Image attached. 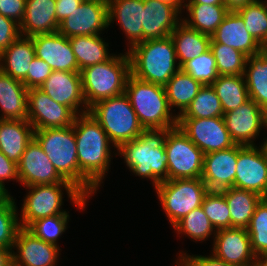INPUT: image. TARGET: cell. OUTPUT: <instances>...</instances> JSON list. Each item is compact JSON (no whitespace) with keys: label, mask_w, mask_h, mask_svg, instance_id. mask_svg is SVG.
<instances>
[{"label":"cell","mask_w":267,"mask_h":266,"mask_svg":"<svg viewBox=\"0 0 267 266\" xmlns=\"http://www.w3.org/2000/svg\"><path fill=\"white\" fill-rule=\"evenodd\" d=\"M224 111L211 85H203L187 109L178 118H213L221 117Z\"/></svg>","instance_id":"obj_36"},{"label":"cell","mask_w":267,"mask_h":266,"mask_svg":"<svg viewBox=\"0 0 267 266\" xmlns=\"http://www.w3.org/2000/svg\"><path fill=\"white\" fill-rule=\"evenodd\" d=\"M82 92L90 109L99 101L125 93L130 71V58L125 54H114L109 60L86 67L80 71Z\"/></svg>","instance_id":"obj_6"},{"label":"cell","mask_w":267,"mask_h":266,"mask_svg":"<svg viewBox=\"0 0 267 266\" xmlns=\"http://www.w3.org/2000/svg\"><path fill=\"white\" fill-rule=\"evenodd\" d=\"M211 86L224 113L235 110L250 99L244 75H219Z\"/></svg>","instance_id":"obj_35"},{"label":"cell","mask_w":267,"mask_h":266,"mask_svg":"<svg viewBox=\"0 0 267 266\" xmlns=\"http://www.w3.org/2000/svg\"><path fill=\"white\" fill-rule=\"evenodd\" d=\"M224 5L228 11H238L242 7L246 6L248 3H251L255 0H223Z\"/></svg>","instance_id":"obj_52"},{"label":"cell","mask_w":267,"mask_h":266,"mask_svg":"<svg viewBox=\"0 0 267 266\" xmlns=\"http://www.w3.org/2000/svg\"><path fill=\"white\" fill-rule=\"evenodd\" d=\"M27 105V121L34 130L70 127L77 116L69 107L57 103L39 88L28 89Z\"/></svg>","instance_id":"obj_12"},{"label":"cell","mask_w":267,"mask_h":266,"mask_svg":"<svg viewBox=\"0 0 267 266\" xmlns=\"http://www.w3.org/2000/svg\"><path fill=\"white\" fill-rule=\"evenodd\" d=\"M10 195L0 202V247L13 249L21 226L15 200Z\"/></svg>","instance_id":"obj_40"},{"label":"cell","mask_w":267,"mask_h":266,"mask_svg":"<svg viewBox=\"0 0 267 266\" xmlns=\"http://www.w3.org/2000/svg\"><path fill=\"white\" fill-rule=\"evenodd\" d=\"M238 160V144L233 147L204 154L201 179L209 191L234 187Z\"/></svg>","instance_id":"obj_21"},{"label":"cell","mask_w":267,"mask_h":266,"mask_svg":"<svg viewBox=\"0 0 267 266\" xmlns=\"http://www.w3.org/2000/svg\"><path fill=\"white\" fill-rule=\"evenodd\" d=\"M83 0H56V18L58 24L78 9Z\"/></svg>","instance_id":"obj_50"},{"label":"cell","mask_w":267,"mask_h":266,"mask_svg":"<svg viewBox=\"0 0 267 266\" xmlns=\"http://www.w3.org/2000/svg\"><path fill=\"white\" fill-rule=\"evenodd\" d=\"M34 138L33 126L27 120L2 119L0 122V151L18 164L27 144Z\"/></svg>","instance_id":"obj_27"},{"label":"cell","mask_w":267,"mask_h":266,"mask_svg":"<svg viewBox=\"0 0 267 266\" xmlns=\"http://www.w3.org/2000/svg\"><path fill=\"white\" fill-rule=\"evenodd\" d=\"M187 4L224 5L223 0H187Z\"/></svg>","instance_id":"obj_53"},{"label":"cell","mask_w":267,"mask_h":266,"mask_svg":"<svg viewBox=\"0 0 267 266\" xmlns=\"http://www.w3.org/2000/svg\"><path fill=\"white\" fill-rule=\"evenodd\" d=\"M13 250L0 247V266H13Z\"/></svg>","instance_id":"obj_51"},{"label":"cell","mask_w":267,"mask_h":266,"mask_svg":"<svg viewBox=\"0 0 267 266\" xmlns=\"http://www.w3.org/2000/svg\"><path fill=\"white\" fill-rule=\"evenodd\" d=\"M169 130H144L139 137L117 147V153L123 156L127 167L136 176L151 179L154 188L168 180L165 141Z\"/></svg>","instance_id":"obj_2"},{"label":"cell","mask_w":267,"mask_h":266,"mask_svg":"<svg viewBox=\"0 0 267 266\" xmlns=\"http://www.w3.org/2000/svg\"><path fill=\"white\" fill-rule=\"evenodd\" d=\"M39 89L76 115L89 112L83 97L80 72L52 71ZM80 105L83 109H79Z\"/></svg>","instance_id":"obj_18"},{"label":"cell","mask_w":267,"mask_h":266,"mask_svg":"<svg viewBox=\"0 0 267 266\" xmlns=\"http://www.w3.org/2000/svg\"><path fill=\"white\" fill-rule=\"evenodd\" d=\"M179 259L176 266H231L223 260L216 258L213 254L210 256L188 255L184 252L179 253Z\"/></svg>","instance_id":"obj_47"},{"label":"cell","mask_w":267,"mask_h":266,"mask_svg":"<svg viewBox=\"0 0 267 266\" xmlns=\"http://www.w3.org/2000/svg\"><path fill=\"white\" fill-rule=\"evenodd\" d=\"M201 207L216 231L231 228L229 207L220 191H209L204 196Z\"/></svg>","instance_id":"obj_42"},{"label":"cell","mask_w":267,"mask_h":266,"mask_svg":"<svg viewBox=\"0 0 267 266\" xmlns=\"http://www.w3.org/2000/svg\"><path fill=\"white\" fill-rule=\"evenodd\" d=\"M125 94L144 130L178 126V115L171 112L164 86L139 80L130 74Z\"/></svg>","instance_id":"obj_5"},{"label":"cell","mask_w":267,"mask_h":266,"mask_svg":"<svg viewBox=\"0 0 267 266\" xmlns=\"http://www.w3.org/2000/svg\"><path fill=\"white\" fill-rule=\"evenodd\" d=\"M62 187V188H61ZM64 187V188H63ZM29 193L25 196L21 209L20 226L27 228L32 222L48 216L68 214L61 210L63 204V192L65 189L71 203L77 209H84L88 196L84 195L72 183H55L45 185H31L26 187Z\"/></svg>","instance_id":"obj_7"},{"label":"cell","mask_w":267,"mask_h":266,"mask_svg":"<svg viewBox=\"0 0 267 266\" xmlns=\"http://www.w3.org/2000/svg\"><path fill=\"white\" fill-rule=\"evenodd\" d=\"M177 234H184L191 240L205 241L210 235L216 234V229L210 223L202 207H198L179 220L174 226ZM214 231V232H213Z\"/></svg>","instance_id":"obj_39"},{"label":"cell","mask_w":267,"mask_h":266,"mask_svg":"<svg viewBox=\"0 0 267 266\" xmlns=\"http://www.w3.org/2000/svg\"><path fill=\"white\" fill-rule=\"evenodd\" d=\"M9 193H7L5 190H3L0 187V202L8 195Z\"/></svg>","instance_id":"obj_57"},{"label":"cell","mask_w":267,"mask_h":266,"mask_svg":"<svg viewBox=\"0 0 267 266\" xmlns=\"http://www.w3.org/2000/svg\"><path fill=\"white\" fill-rule=\"evenodd\" d=\"M255 266H267V253L256 257Z\"/></svg>","instance_id":"obj_54"},{"label":"cell","mask_w":267,"mask_h":266,"mask_svg":"<svg viewBox=\"0 0 267 266\" xmlns=\"http://www.w3.org/2000/svg\"><path fill=\"white\" fill-rule=\"evenodd\" d=\"M263 140H265V141H263L264 143L261 144V148H262V150L266 156V159H267V138L266 139L264 138Z\"/></svg>","instance_id":"obj_56"},{"label":"cell","mask_w":267,"mask_h":266,"mask_svg":"<svg viewBox=\"0 0 267 266\" xmlns=\"http://www.w3.org/2000/svg\"><path fill=\"white\" fill-rule=\"evenodd\" d=\"M212 254L231 266H255L250 237L245 228H226L216 231Z\"/></svg>","instance_id":"obj_17"},{"label":"cell","mask_w":267,"mask_h":266,"mask_svg":"<svg viewBox=\"0 0 267 266\" xmlns=\"http://www.w3.org/2000/svg\"><path fill=\"white\" fill-rule=\"evenodd\" d=\"M165 152L168 155V180L201 178L204 153L178 126L168 131Z\"/></svg>","instance_id":"obj_10"},{"label":"cell","mask_w":267,"mask_h":266,"mask_svg":"<svg viewBox=\"0 0 267 266\" xmlns=\"http://www.w3.org/2000/svg\"><path fill=\"white\" fill-rule=\"evenodd\" d=\"M26 0H0V14L21 24L25 14Z\"/></svg>","instance_id":"obj_48"},{"label":"cell","mask_w":267,"mask_h":266,"mask_svg":"<svg viewBox=\"0 0 267 266\" xmlns=\"http://www.w3.org/2000/svg\"><path fill=\"white\" fill-rule=\"evenodd\" d=\"M89 113L99 122L115 148L139 137L144 131L125 93L97 102Z\"/></svg>","instance_id":"obj_8"},{"label":"cell","mask_w":267,"mask_h":266,"mask_svg":"<svg viewBox=\"0 0 267 266\" xmlns=\"http://www.w3.org/2000/svg\"><path fill=\"white\" fill-rule=\"evenodd\" d=\"M236 12L243 18L250 35L267 48V5L264 1L255 0Z\"/></svg>","instance_id":"obj_37"},{"label":"cell","mask_w":267,"mask_h":266,"mask_svg":"<svg viewBox=\"0 0 267 266\" xmlns=\"http://www.w3.org/2000/svg\"><path fill=\"white\" fill-rule=\"evenodd\" d=\"M163 1L169 2L171 4H175L180 10H184L183 9V6H184L183 3L186 2V0H163Z\"/></svg>","instance_id":"obj_55"},{"label":"cell","mask_w":267,"mask_h":266,"mask_svg":"<svg viewBox=\"0 0 267 266\" xmlns=\"http://www.w3.org/2000/svg\"><path fill=\"white\" fill-rule=\"evenodd\" d=\"M19 36H21L19 24L0 14V54Z\"/></svg>","instance_id":"obj_46"},{"label":"cell","mask_w":267,"mask_h":266,"mask_svg":"<svg viewBox=\"0 0 267 266\" xmlns=\"http://www.w3.org/2000/svg\"><path fill=\"white\" fill-rule=\"evenodd\" d=\"M202 86L191 75L179 69L164 86L170 109L177 107L180 110L177 114L181 115Z\"/></svg>","instance_id":"obj_34"},{"label":"cell","mask_w":267,"mask_h":266,"mask_svg":"<svg viewBox=\"0 0 267 266\" xmlns=\"http://www.w3.org/2000/svg\"><path fill=\"white\" fill-rule=\"evenodd\" d=\"M34 138L65 180L71 182L88 197L98 190L79 169L73 125L34 130Z\"/></svg>","instance_id":"obj_3"},{"label":"cell","mask_w":267,"mask_h":266,"mask_svg":"<svg viewBox=\"0 0 267 266\" xmlns=\"http://www.w3.org/2000/svg\"><path fill=\"white\" fill-rule=\"evenodd\" d=\"M16 180L19 182L18 166L16 163L10 161L1 151H0V187L8 193L5 188L4 181Z\"/></svg>","instance_id":"obj_49"},{"label":"cell","mask_w":267,"mask_h":266,"mask_svg":"<svg viewBox=\"0 0 267 266\" xmlns=\"http://www.w3.org/2000/svg\"><path fill=\"white\" fill-rule=\"evenodd\" d=\"M108 25L117 20L131 48L143 41L144 0H107Z\"/></svg>","instance_id":"obj_24"},{"label":"cell","mask_w":267,"mask_h":266,"mask_svg":"<svg viewBox=\"0 0 267 266\" xmlns=\"http://www.w3.org/2000/svg\"><path fill=\"white\" fill-rule=\"evenodd\" d=\"M244 78L249 98L267 112V48L247 57Z\"/></svg>","instance_id":"obj_31"},{"label":"cell","mask_w":267,"mask_h":266,"mask_svg":"<svg viewBox=\"0 0 267 266\" xmlns=\"http://www.w3.org/2000/svg\"><path fill=\"white\" fill-rule=\"evenodd\" d=\"M211 38L240 51L247 57L262 52L265 48L245 29L243 18L229 11Z\"/></svg>","instance_id":"obj_23"},{"label":"cell","mask_w":267,"mask_h":266,"mask_svg":"<svg viewBox=\"0 0 267 266\" xmlns=\"http://www.w3.org/2000/svg\"><path fill=\"white\" fill-rule=\"evenodd\" d=\"M52 71L45 61L36 57L31 61L27 72V89L40 88Z\"/></svg>","instance_id":"obj_45"},{"label":"cell","mask_w":267,"mask_h":266,"mask_svg":"<svg viewBox=\"0 0 267 266\" xmlns=\"http://www.w3.org/2000/svg\"><path fill=\"white\" fill-rule=\"evenodd\" d=\"M19 182L25 187L55 183H71L55 169L41 145L33 138L26 146L18 164Z\"/></svg>","instance_id":"obj_16"},{"label":"cell","mask_w":267,"mask_h":266,"mask_svg":"<svg viewBox=\"0 0 267 266\" xmlns=\"http://www.w3.org/2000/svg\"><path fill=\"white\" fill-rule=\"evenodd\" d=\"M80 171L97 187L108 173L111 141L99 122L89 113L79 114L73 122Z\"/></svg>","instance_id":"obj_1"},{"label":"cell","mask_w":267,"mask_h":266,"mask_svg":"<svg viewBox=\"0 0 267 266\" xmlns=\"http://www.w3.org/2000/svg\"><path fill=\"white\" fill-rule=\"evenodd\" d=\"M226 129L235 144L255 145L260 130L267 128V112L252 99L223 115ZM263 127V128H262Z\"/></svg>","instance_id":"obj_15"},{"label":"cell","mask_w":267,"mask_h":266,"mask_svg":"<svg viewBox=\"0 0 267 266\" xmlns=\"http://www.w3.org/2000/svg\"><path fill=\"white\" fill-rule=\"evenodd\" d=\"M127 52L131 75L145 82L165 86L181 69L171 36L139 42Z\"/></svg>","instance_id":"obj_4"},{"label":"cell","mask_w":267,"mask_h":266,"mask_svg":"<svg viewBox=\"0 0 267 266\" xmlns=\"http://www.w3.org/2000/svg\"><path fill=\"white\" fill-rule=\"evenodd\" d=\"M154 189L172 226L200 207L209 192L201 178L167 180Z\"/></svg>","instance_id":"obj_9"},{"label":"cell","mask_w":267,"mask_h":266,"mask_svg":"<svg viewBox=\"0 0 267 266\" xmlns=\"http://www.w3.org/2000/svg\"><path fill=\"white\" fill-rule=\"evenodd\" d=\"M35 55L53 71L80 72L69 38L58 31L32 36Z\"/></svg>","instance_id":"obj_20"},{"label":"cell","mask_w":267,"mask_h":266,"mask_svg":"<svg viewBox=\"0 0 267 266\" xmlns=\"http://www.w3.org/2000/svg\"><path fill=\"white\" fill-rule=\"evenodd\" d=\"M181 69L202 85H211L219 76L216 60L210 49L197 58L186 62Z\"/></svg>","instance_id":"obj_44"},{"label":"cell","mask_w":267,"mask_h":266,"mask_svg":"<svg viewBox=\"0 0 267 266\" xmlns=\"http://www.w3.org/2000/svg\"><path fill=\"white\" fill-rule=\"evenodd\" d=\"M69 218V214L40 218L32 222L26 229L35 237L58 246L56 241L65 232Z\"/></svg>","instance_id":"obj_43"},{"label":"cell","mask_w":267,"mask_h":266,"mask_svg":"<svg viewBox=\"0 0 267 266\" xmlns=\"http://www.w3.org/2000/svg\"><path fill=\"white\" fill-rule=\"evenodd\" d=\"M220 192L225 196L231 217V228H247L256 206L263 199L255 192L229 187Z\"/></svg>","instance_id":"obj_30"},{"label":"cell","mask_w":267,"mask_h":266,"mask_svg":"<svg viewBox=\"0 0 267 266\" xmlns=\"http://www.w3.org/2000/svg\"><path fill=\"white\" fill-rule=\"evenodd\" d=\"M19 26L20 34L27 37L57 32L56 0H26L25 14Z\"/></svg>","instance_id":"obj_25"},{"label":"cell","mask_w":267,"mask_h":266,"mask_svg":"<svg viewBox=\"0 0 267 266\" xmlns=\"http://www.w3.org/2000/svg\"><path fill=\"white\" fill-rule=\"evenodd\" d=\"M181 10L163 0H144L143 9V41L170 36L182 21Z\"/></svg>","instance_id":"obj_22"},{"label":"cell","mask_w":267,"mask_h":266,"mask_svg":"<svg viewBox=\"0 0 267 266\" xmlns=\"http://www.w3.org/2000/svg\"><path fill=\"white\" fill-rule=\"evenodd\" d=\"M180 68L210 49L211 37L180 22L170 34Z\"/></svg>","instance_id":"obj_29"},{"label":"cell","mask_w":267,"mask_h":266,"mask_svg":"<svg viewBox=\"0 0 267 266\" xmlns=\"http://www.w3.org/2000/svg\"><path fill=\"white\" fill-rule=\"evenodd\" d=\"M188 19L182 18L188 27L199 31L202 34L212 36L217 27L229 12L225 5H205V4H186Z\"/></svg>","instance_id":"obj_33"},{"label":"cell","mask_w":267,"mask_h":266,"mask_svg":"<svg viewBox=\"0 0 267 266\" xmlns=\"http://www.w3.org/2000/svg\"><path fill=\"white\" fill-rule=\"evenodd\" d=\"M210 50L216 60L219 75H244L247 56L240 51L211 38Z\"/></svg>","instance_id":"obj_38"},{"label":"cell","mask_w":267,"mask_h":266,"mask_svg":"<svg viewBox=\"0 0 267 266\" xmlns=\"http://www.w3.org/2000/svg\"><path fill=\"white\" fill-rule=\"evenodd\" d=\"M13 266H55L59 256V246L35 237L26 228H20L14 241Z\"/></svg>","instance_id":"obj_19"},{"label":"cell","mask_w":267,"mask_h":266,"mask_svg":"<svg viewBox=\"0 0 267 266\" xmlns=\"http://www.w3.org/2000/svg\"><path fill=\"white\" fill-rule=\"evenodd\" d=\"M78 68L82 69L103 63L113 55L108 52V43L97 35L73 36L69 38Z\"/></svg>","instance_id":"obj_32"},{"label":"cell","mask_w":267,"mask_h":266,"mask_svg":"<svg viewBox=\"0 0 267 266\" xmlns=\"http://www.w3.org/2000/svg\"><path fill=\"white\" fill-rule=\"evenodd\" d=\"M178 127L204 153L233 147L223 116L213 118H178Z\"/></svg>","instance_id":"obj_11"},{"label":"cell","mask_w":267,"mask_h":266,"mask_svg":"<svg viewBox=\"0 0 267 266\" xmlns=\"http://www.w3.org/2000/svg\"><path fill=\"white\" fill-rule=\"evenodd\" d=\"M250 237L251 248L256 257L267 253V201L263 198L256 206L246 228Z\"/></svg>","instance_id":"obj_41"},{"label":"cell","mask_w":267,"mask_h":266,"mask_svg":"<svg viewBox=\"0 0 267 266\" xmlns=\"http://www.w3.org/2000/svg\"><path fill=\"white\" fill-rule=\"evenodd\" d=\"M260 147V148H259ZM238 144V160L234 187L267 196V159L259 145Z\"/></svg>","instance_id":"obj_13"},{"label":"cell","mask_w":267,"mask_h":266,"mask_svg":"<svg viewBox=\"0 0 267 266\" xmlns=\"http://www.w3.org/2000/svg\"><path fill=\"white\" fill-rule=\"evenodd\" d=\"M35 58L32 37L21 35L0 54V70L13 79L22 81L27 88V72Z\"/></svg>","instance_id":"obj_26"},{"label":"cell","mask_w":267,"mask_h":266,"mask_svg":"<svg viewBox=\"0 0 267 266\" xmlns=\"http://www.w3.org/2000/svg\"><path fill=\"white\" fill-rule=\"evenodd\" d=\"M28 89L20 80L0 70V119L27 120Z\"/></svg>","instance_id":"obj_28"},{"label":"cell","mask_w":267,"mask_h":266,"mask_svg":"<svg viewBox=\"0 0 267 266\" xmlns=\"http://www.w3.org/2000/svg\"><path fill=\"white\" fill-rule=\"evenodd\" d=\"M108 27L107 0H83L78 9L59 23L58 32L70 38L101 34Z\"/></svg>","instance_id":"obj_14"}]
</instances>
